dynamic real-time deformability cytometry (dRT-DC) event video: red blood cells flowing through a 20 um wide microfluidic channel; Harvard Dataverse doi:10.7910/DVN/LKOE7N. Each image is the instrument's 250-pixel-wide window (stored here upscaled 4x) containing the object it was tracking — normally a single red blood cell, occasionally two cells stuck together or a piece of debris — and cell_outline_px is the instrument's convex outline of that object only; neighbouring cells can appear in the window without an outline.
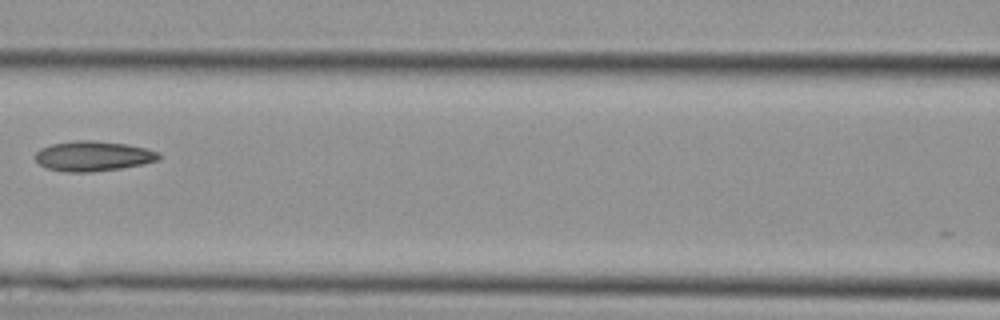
{"species": "Egyptian fruit bat (a non-hibernating species)", "species_latin": "Rousettus aegyptiacus", "temperature_condition": "cold", "stored_images_in_passage": 3, "camera_frame_rate_fps": 3000, "um_per_image_px": 0.085, "animal": {"sex": "female"}, "frame": {"image": 1, "passage_image": 3, "time_ms": 0.667, "image_size_px": [1000, 320], "cell_outline_px": [[160, 160], [120, 168], [88, 172], [68, 172], [48, 168], [40, 164], [36, 160], [36, 152], [40, 148], [52, 144], [76, 140], [92, 140], [128, 144], [160, 152]], "centroid_in_image_um": [7.92, 13.25], "position_along_channel_um": 158.7, "area_um2": 21.44}}